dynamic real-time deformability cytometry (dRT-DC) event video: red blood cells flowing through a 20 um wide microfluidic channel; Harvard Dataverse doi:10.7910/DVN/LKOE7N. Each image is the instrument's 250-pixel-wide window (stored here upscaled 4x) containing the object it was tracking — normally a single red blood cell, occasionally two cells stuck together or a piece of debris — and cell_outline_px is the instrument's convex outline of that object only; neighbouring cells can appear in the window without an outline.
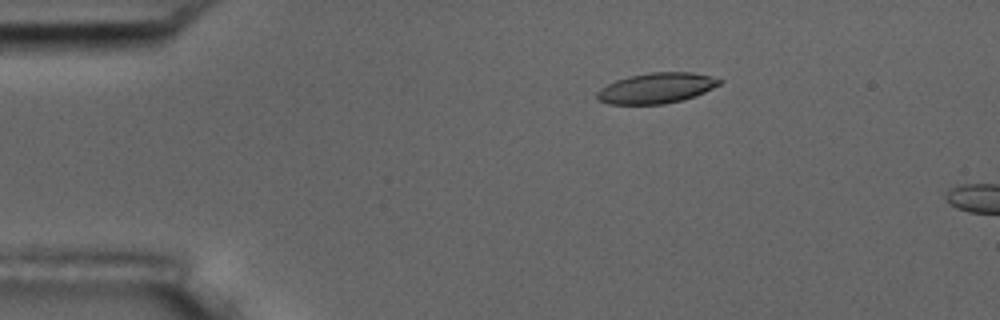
{"species": "common noctule bat (a hibernating species)", "species_latin": "Nyctalus noctula", "temperature_condition": "room temperature", "stored_images_in_passage": 5, "camera_frame_rate_fps": 3000, "um_per_image_px": 0.085, "animal": {"sex": "male", "body_mass_g": 17.5, "forearm_length_mm": 52.3}, "frame": {"image": 1, "passage_image": 3, "time_ms": 2.667, "image_size_px": [1000, 320], "cell_outline_px": [[724, 80], [720, 84], [696, 96], [664, 104], [608, 104], [596, 100], [596, 92], [600, 88], [616, 80], [628, 76], [648, 72], [692, 72]], "centroid_in_image_um": [55.75, 7.49], "position_along_channel_um": 29.2, "area_um2": 21.79}}